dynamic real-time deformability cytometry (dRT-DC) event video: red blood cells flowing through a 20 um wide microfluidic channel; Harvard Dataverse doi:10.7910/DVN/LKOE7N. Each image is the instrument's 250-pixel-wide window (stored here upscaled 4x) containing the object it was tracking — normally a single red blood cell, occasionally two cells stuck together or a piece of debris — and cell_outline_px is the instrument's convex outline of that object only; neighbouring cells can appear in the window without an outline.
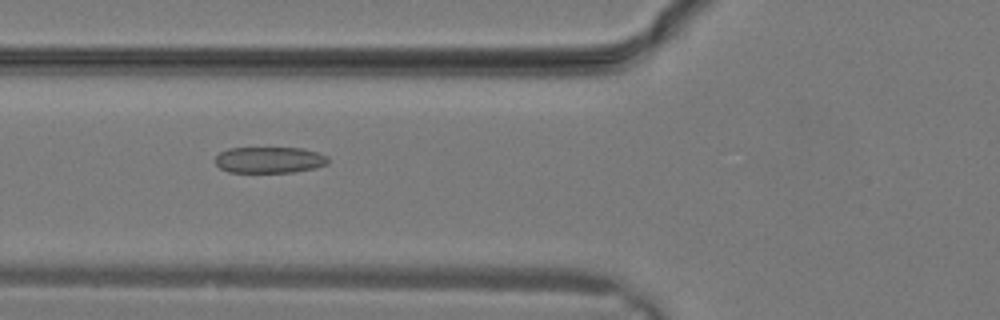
{"species": "common noctule bat (a hibernating species)", "species_latin": "Nyctalus noctula", "temperature_condition": "warm", "stored_images_in_passage": 23, "camera_frame_rate_fps": 3000, "um_per_image_px": 0.085, "animal": {"sex": "male", "body_mass_g": 19.2, "forearm_length_mm": 51.8}, "frame": {"image": 1, "passage_image": 4, "time_ms": 1.0, "image_size_px": [1000, 320], "cell_outline_px": [[328, 164], [316, 168], [292, 172], [228, 172], [220, 168], [216, 164], [216, 156], [220, 152], [228, 148], [304, 148], [328, 156]], "centroid_in_image_um": [22.91, 13.59], "position_along_channel_um": 102.9, "area_um2": 17.28}}
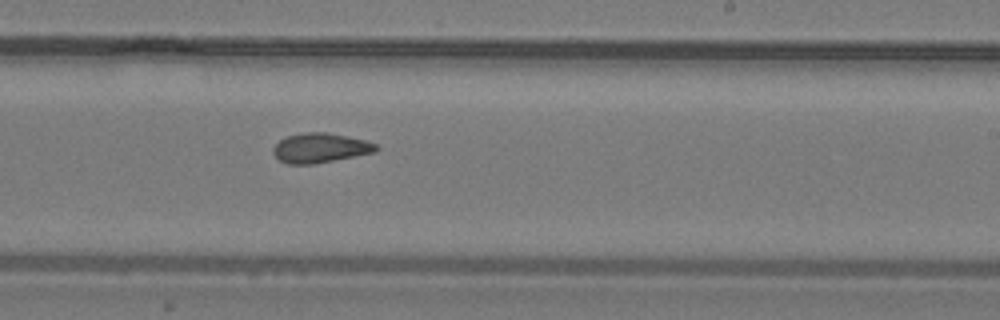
{"frame": {"image": 2, "passage_image": 11, "time_ms": 3.333, "image_size_px": [1000, 320], "cell_outline_px": [[380, 148], [376, 152], [312, 164], [288, 164], [280, 160], [272, 152], [272, 148], [280, 140], [288, 136], [304, 132], [328, 132], [348, 136], [364, 140], [376, 144]], "centroid_in_image_um": [27.23, 12.57], "position_along_channel_um": 261.8, "area_um2": 17.69}}
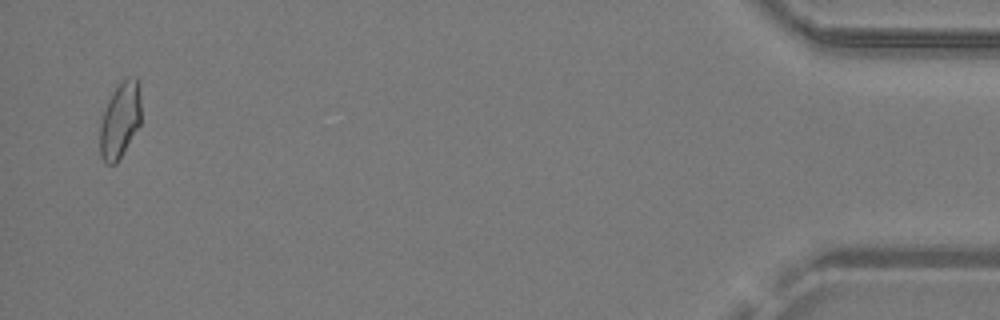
{"frame": {"image": 3, "passage_image": 22, "time_ms": 7.0, "image_size_px": [1000, 320], "cell_outline_px": [[140, 124], [116, 164], [104, 164], [100, 156], [100, 124], [108, 100], [116, 88], [128, 76], [136, 76], [140, 80]], "centroid_in_image_um": [10.21, 10.2], "position_along_channel_um": 425.0, "area_um2": 18.15}}